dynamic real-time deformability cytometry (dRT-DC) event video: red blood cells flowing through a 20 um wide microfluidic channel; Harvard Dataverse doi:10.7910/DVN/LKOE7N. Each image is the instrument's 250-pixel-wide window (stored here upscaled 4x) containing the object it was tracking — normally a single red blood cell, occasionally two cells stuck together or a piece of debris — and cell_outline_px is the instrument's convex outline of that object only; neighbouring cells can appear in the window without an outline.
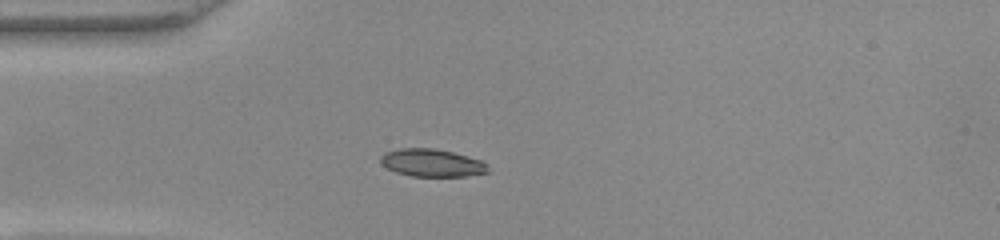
{"species": "common noctule bat (a hibernating species)", "species_latin": "Nyctalus noctula", "temperature_condition": "warm", "stored_images_in_passage": 37, "camera_frame_rate_fps": 3000, "um_per_image_px": 0.085, "animal": {"sex": "female", "body_mass_g": 22.0, "forearm_length_mm": 56.7}, "frame": {"image": 1, "passage_image": 1, "time_ms": 0.0, "image_size_px": [1000, 240], "cell_outline_px": [[488, 172], [464, 176], [412, 176], [396, 172], [380, 164], [380, 156], [384, 152], [400, 148], [432, 148], [452, 152], [468, 156], [480, 160], [488, 164]], "centroid_in_image_um": [36.68, 13.83], "position_along_channel_um": 48.3, "area_um2": 17.28}}
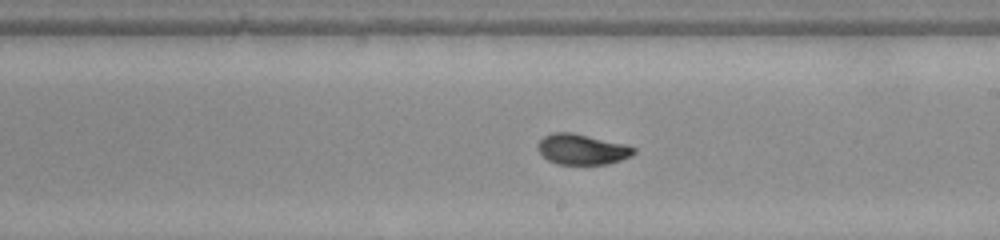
{"frame": {"image": 2, "passage_image": 16, "time_ms": 5.0, "image_size_px": [1000, 240], "cell_outline_px": [[636, 152], [632, 156], [608, 164], [556, 164], [548, 160], [536, 148], [536, 144], [544, 136], [552, 132], [572, 132], [624, 144], [636, 148]], "centroid_in_image_um": [49.46, 12.69], "position_along_channel_um": 239.5, "area_um2": 17.11}}
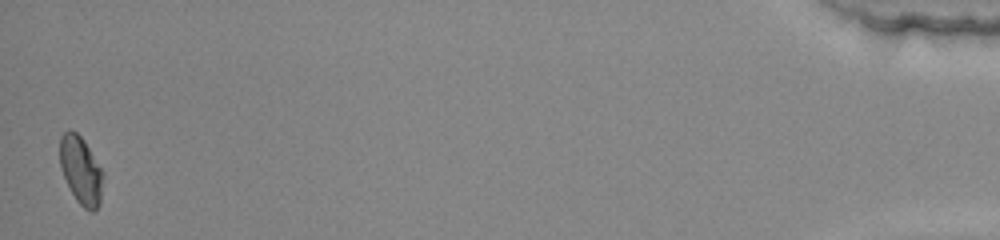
{"frame": {"image": 3, "passage_image": 37, "time_ms": 12.0, "image_size_px": [1000, 240], "cell_outline_px": [[104, 176], [100, 204], [92, 212], [84, 208], [76, 200], [60, 168], [60, 136], [68, 128], [76, 132], [84, 140], [104, 172]], "centroid_in_image_um": [6.89, 14.46], "position_along_channel_um": 428.3, "area_um2": 17.17}, "authors_computed_cell_mechanics": {"area_um2": 17.2822, "velocity_mm_per_s": 4.0778, "shape_relaxation_time_tau1_ms": 7.1181, "shape_relaxation_time_tau2_ms": 1.1067, "deformation_change_tau1": 0.1822, "deformation_change_tau2": 0.0501}}